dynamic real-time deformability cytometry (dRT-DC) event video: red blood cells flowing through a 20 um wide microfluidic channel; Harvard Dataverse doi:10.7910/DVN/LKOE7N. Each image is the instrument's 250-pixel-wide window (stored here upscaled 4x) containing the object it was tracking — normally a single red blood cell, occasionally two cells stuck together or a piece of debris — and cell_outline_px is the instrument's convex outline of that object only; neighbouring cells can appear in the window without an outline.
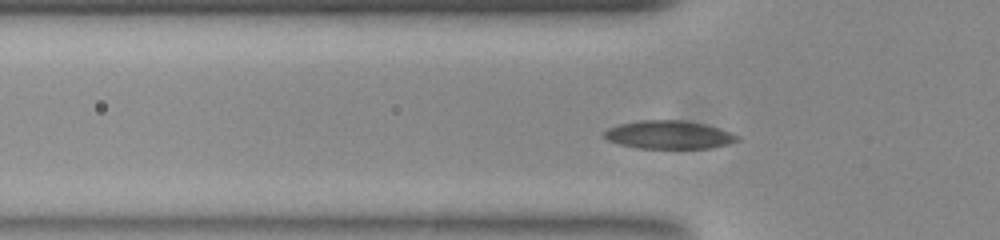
{"species": "common noctule bat (a hibernating species)", "species_latin": "Nyctalus noctula", "temperature_condition": "room temperature", "stored_images_in_passage": 33, "camera_frame_rate_fps": 3000, "um_per_image_px": 0.085, "animal": {"sex": "female", "body_mass_g": 23.0, "forearm_length_mm": 53.4}, "frame": {"image": 1, "passage_image": 2, "time_ms": 0.333, "image_size_px": [1000, 240], "cell_outline_px": [[740, 140], [728, 144], [708, 148], [636, 148], [620, 144], [608, 140], [600, 136], [608, 128], [620, 124], [640, 120], [684, 120], [704, 124], [740, 136]], "centroid_in_image_um": [56.81, 11.46], "position_along_channel_um": 69.0, "area_um2": 21.79}}
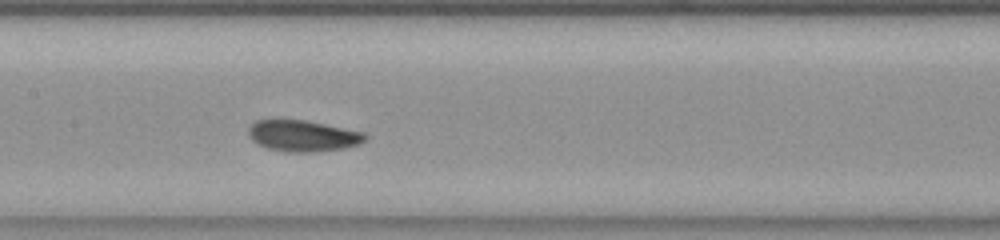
{"frame": {"image": 2, "passage_image": 11, "time_ms": 3.333, "image_size_px": [1000, 240], "cell_outline_px": [[368, 136], [360, 144], [344, 148], [316, 152], [284, 152], [268, 148], [252, 140], [248, 132], [248, 128], [256, 120], [304, 120], [364, 132]], "centroid_in_image_um": [25.76, 11.55], "position_along_channel_um": 181.6, "area_um2": 21.1}}
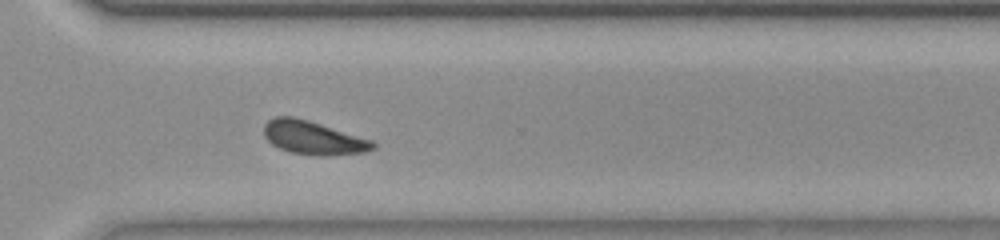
{"frame": {"image": 3, "passage_image": 24, "time_ms": 7.667, "image_size_px": [1000, 240], "cell_outline_px": [[376, 148], [364, 152], [324, 156], [320, 156], [288, 152], [272, 144], [264, 136], [264, 124], [268, 120], [276, 116], [292, 116], [308, 120], [372, 140], [376, 144]], "centroid_in_image_um": [26.61, 11.71], "position_along_channel_um": 344.0, "area_um2": 21.21}}